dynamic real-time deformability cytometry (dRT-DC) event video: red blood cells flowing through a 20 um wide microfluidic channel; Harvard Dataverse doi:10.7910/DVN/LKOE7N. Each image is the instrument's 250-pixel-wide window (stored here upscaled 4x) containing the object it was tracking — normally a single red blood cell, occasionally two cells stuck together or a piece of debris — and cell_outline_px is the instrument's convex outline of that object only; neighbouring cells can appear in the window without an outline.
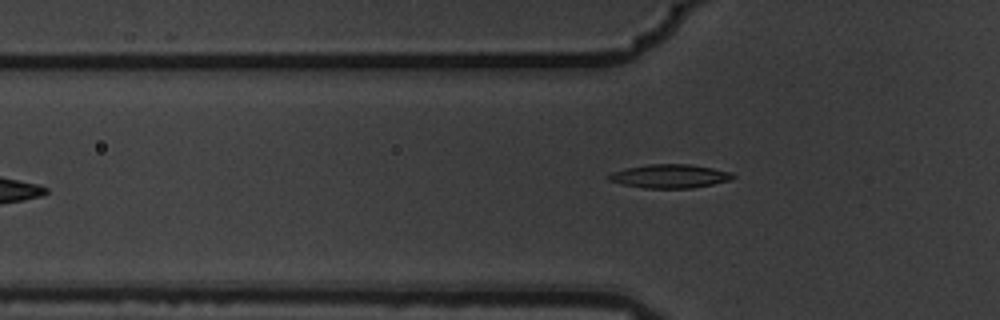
{"species": "common noctule bat (a hibernating species)", "species_latin": "Nyctalus noctula", "temperature_condition": "warm", "stored_images_in_passage": 6, "camera_frame_rate_fps": 3000, "um_per_image_px": 0.085, "animal": {"sex": "male", "body_mass_g": 19.5, "forearm_length_mm": 54.6}, "frame": {"image": 1, "passage_image": 6, "time_ms": 1.667, "image_size_px": [1000, 320], "cell_outline_px": [[736, 176], [732, 180], [692, 188], [644, 188], [624, 184], [608, 180], [604, 176], [612, 172], [624, 168], [648, 164], [692, 164], [732, 172]], "centroid_in_image_um": [56.93, 14.97], "position_along_channel_um": 68.9, "area_um2": 17.28}}